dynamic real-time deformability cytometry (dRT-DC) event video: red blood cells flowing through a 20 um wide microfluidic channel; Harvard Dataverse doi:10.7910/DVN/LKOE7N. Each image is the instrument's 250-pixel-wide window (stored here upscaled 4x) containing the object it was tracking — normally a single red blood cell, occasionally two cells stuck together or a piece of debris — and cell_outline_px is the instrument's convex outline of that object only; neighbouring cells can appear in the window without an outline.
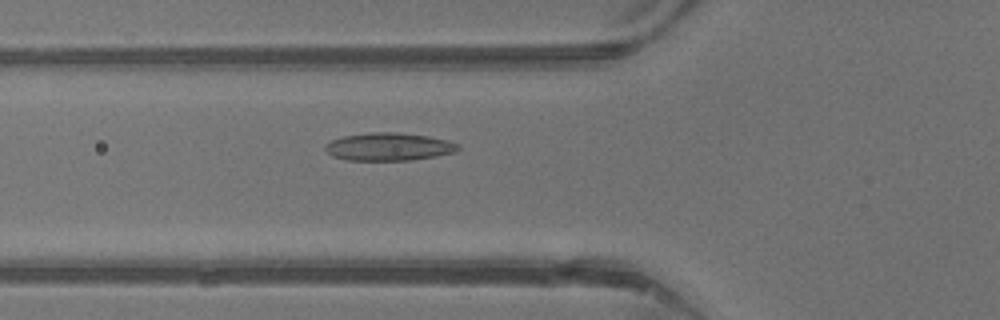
{"species": "common noctule bat (a hibernating species)", "species_latin": "Nyctalus noctula", "temperature_condition": "warm", "stored_images_in_passage": 43, "camera_frame_rate_fps": 3000, "um_per_image_px": 0.085, "animal": {"sex": "male", "body_mass_g": 13.3}, "frame": {"image": 1, "passage_image": 16, "time_ms": 5.0, "image_size_px": [1000, 320], "cell_outline_px": [[460, 148], [456, 152], [436, 156], [412, 160], [348, 160], [332, 156], [324, 148], [324, 144], [332, 140], [344, 136], [372, 132], [396, 132], [428, 136], [448, 140], [460, 144]], "centroid_in_image_um": [33.08, 12.47], "position_along_channel_um": 92.7, "area_um2": 21.62}}
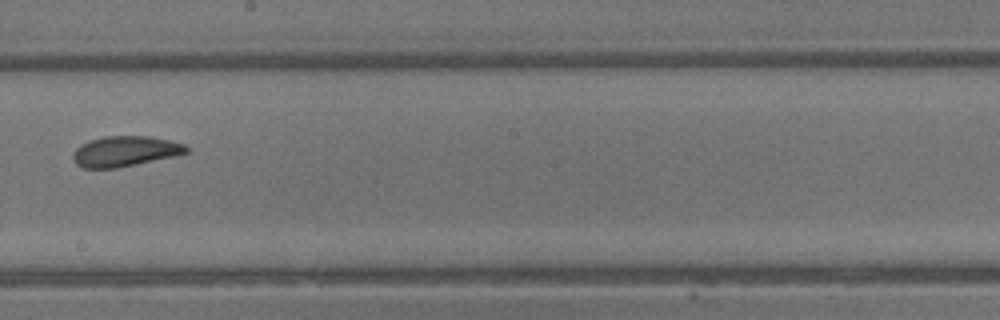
{"frame": {"image": 2, "passage_image": 25, "time_ms": 8.0, "image_size_px": [1000, 320], "cell_outline_px": [[188, 152], [176, 156], [116, 168], [84, 168], [76, 164], [72, 160], [72, 156], [76, 148], [80, 144], [104, 136], [152, 136], [184, 144], [188, 148]], "centroid_in_image_um": [10.62, 12.86], "position_along_channel_um": 237.6, "area_um2": 20.06}}
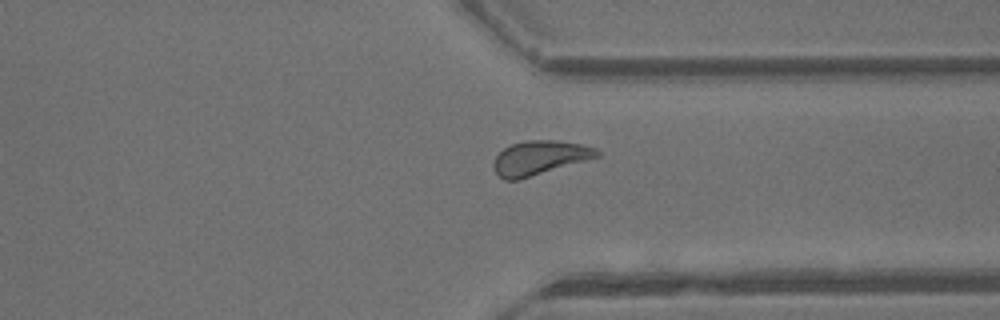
{"frame": {"image": 3, "passage_image": 33, "time_ms": 10.667, "image_size_px": [1000, 320], "cell_outline_px": [[600, 156], [520, 180], [504, 180], [496, 172], [492, 164], [496, 156], [504, 148], [512, 144], [524, 140], [556, 140], [584, 144], [596, 148], [600, 152]], "centroid_in_image_um": [45.88, 13.41], "position_along_channel_um": 365.5, "area_um2": 20.69}, "authors_computed_cell_mechanics": {"area_um2": 20.9814, "velocity_mm_per_s": 4.8039, "shape_relaxation_time_tau1_ms": 5.6567, "shape_relaxation_time_tau2_ms": 3.7225, "deformation_change_tau1": 0.1387, "deformation_change_tau2": 0.1048}}